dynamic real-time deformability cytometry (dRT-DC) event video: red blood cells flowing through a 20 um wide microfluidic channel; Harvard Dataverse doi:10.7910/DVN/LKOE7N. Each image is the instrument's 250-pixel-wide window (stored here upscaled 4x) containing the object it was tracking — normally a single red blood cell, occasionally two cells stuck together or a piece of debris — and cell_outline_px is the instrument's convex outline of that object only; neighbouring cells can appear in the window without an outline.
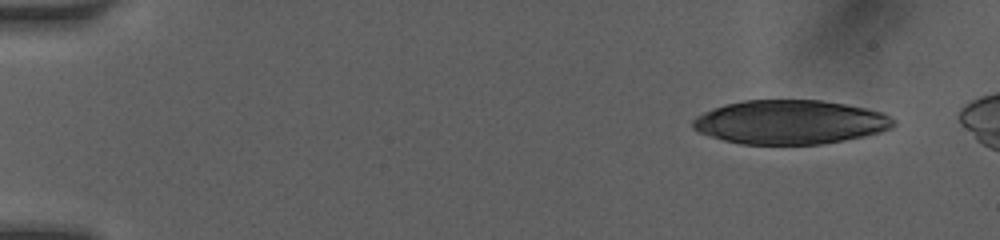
{"species": "human", "species_latin": "Homo sapiens", "temperature_condition": "room temperature", "stored_images_in_passage": 47, "camera_frame_rate_fps": 3000, "um_per_image_px": 0.085, "donor": {"sex": "female"}, "frame": {"image": 1, "passage_image": 1, "time_ms": 0.0, "image_size_px": [1000, 240], "cell_outline_px": [[896, 124], [888, 128], [876, 132], [860, 136], [820, 144], [744, 144], [724, 140], [700, 132], [692, 128], [692, 120], [696, 116], [704, 112], [728, 104], [744, 100], [820, 100], [844, 104], [864, 108], [880, 112], [888, 116]], "centroid_in_image_um": [67.1, 10.37], "position_along_channel_um": 17.9, "area_um2": 50.52}}
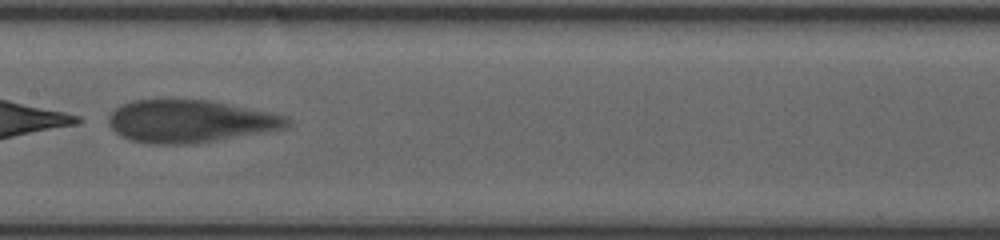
{"frame": {"image": 2, "passage_image": 24, "time_ms": 7.667, "image_size_px": [1000, 240], "cell_outline_px": [[288, 124], [284, 128], [188, 144], [152, 144], [132, 140], [120, 136], [108, 124], [108, 116], [116, 108], [132, 100], [208, 100], [284, 116], [288, 120]], "centroid_in_image_um": [16.03, 10.31], "position_along_channel_um": 191.4, "area_um2": 43.06}}
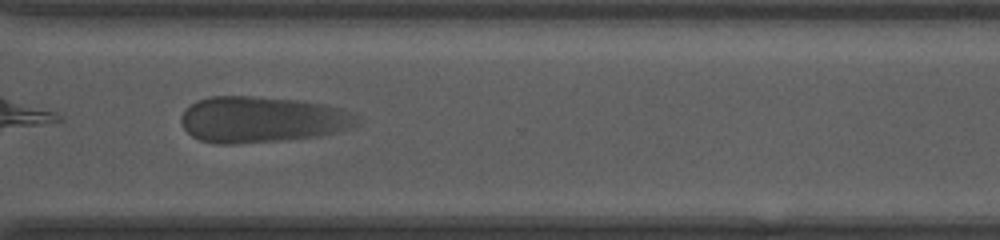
{"frame": {"image": 3, "passage_image": 36, "time_ms": 11.667, "image_size_px": [1000, 240], "cell_outline_px": [[356, 124], [352, 128], [320, 136], [232, 144], [216, 144], [200, 140], [192, 136], [184, 128], [180, 120], [180, 116], [196, 100], [212, 96], [252, 96], [292, 100], [324, 104], [348, 112], [356, 116]], "centroid_in_image_um": [22.2, 10.16], "position_along_channel_um": 348.4, "area_um2": 46.64}}